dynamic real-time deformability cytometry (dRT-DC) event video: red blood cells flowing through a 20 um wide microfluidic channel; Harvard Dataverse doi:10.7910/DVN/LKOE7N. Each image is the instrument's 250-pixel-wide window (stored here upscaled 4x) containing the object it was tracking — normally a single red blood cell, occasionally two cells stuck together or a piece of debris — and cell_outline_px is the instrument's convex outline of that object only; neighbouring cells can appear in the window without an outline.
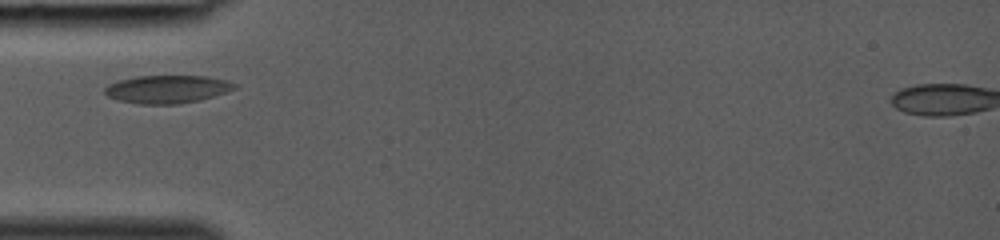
{"species": "common noctule bat (a hibernating species)", "species_latin": "Nyctalus noctula", "temperature_condition": "room temperature", "stored_images_in_passage": 23, "camera_frame_rate_fps": 3000, "um_per_image_px": 0.085, "animal": {"sex": "female", "body_mass_g": 19.0, "forearm_length_mm": 53.3}, "frame": {"image": 1, "passage_image": 1, "time_ms": 0.0, "image_size_px": [1000, 240], "cell_outline_px": [[236, 88], [200, 100], [180, 104], [140, 104], [120, 100], [108, 96], [104, 92], [104, 88], [108, 84], [120, 80], [136, 76], [204, 76], [228, 80], [236, 84]], "centroid_in_image_um": [14.2, 7.58], "position_along_channel_um": 70.8, "area_um2": 20.98}}
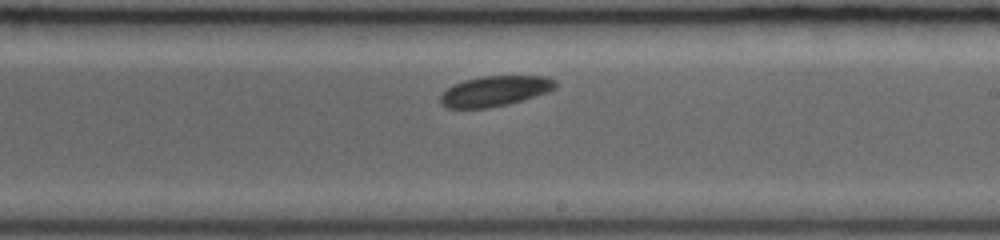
{"frame": {"image": 2, "passage_image": 12, "time_ms": 3.667, "image_size_px": [1000, 240], "cell_outline_px": [[556, 88], [548, 92], [508, 104], [488, 108], [448, 108], [440, 104], [440, 96], [448, 88], [464, 80], [480, 76], [544, 76], [556, 80]], "centroid_in_image_um": [42.07, 7.74], "position_along_channel_um": 246.9, "area_um2": 20.23}}
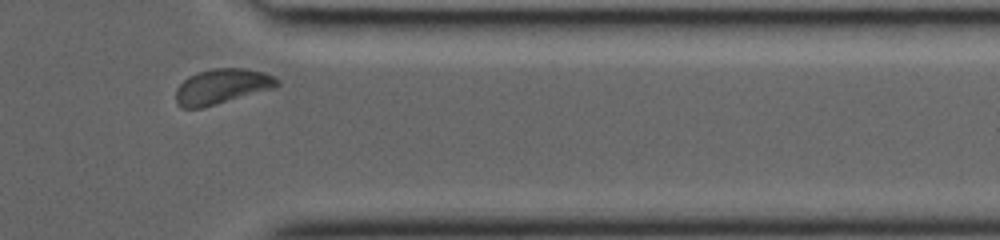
{"frame": {"image": 3, "passage_image": 21, "time_ms": 6.667, "image_size_px": [1000, 240], "cell_outline_px": [[280, 84], [276, 88], [216, 104], [200, 108], [180, 108], [176, 104], [176, 88], [188, 76], [212, 68], [244, 68], [264, 72], [280, 80]], "centroid_in_image_um": [18.87, 7.35], "position_along_channel_um": 392.5, "area_um2": 20.81}}